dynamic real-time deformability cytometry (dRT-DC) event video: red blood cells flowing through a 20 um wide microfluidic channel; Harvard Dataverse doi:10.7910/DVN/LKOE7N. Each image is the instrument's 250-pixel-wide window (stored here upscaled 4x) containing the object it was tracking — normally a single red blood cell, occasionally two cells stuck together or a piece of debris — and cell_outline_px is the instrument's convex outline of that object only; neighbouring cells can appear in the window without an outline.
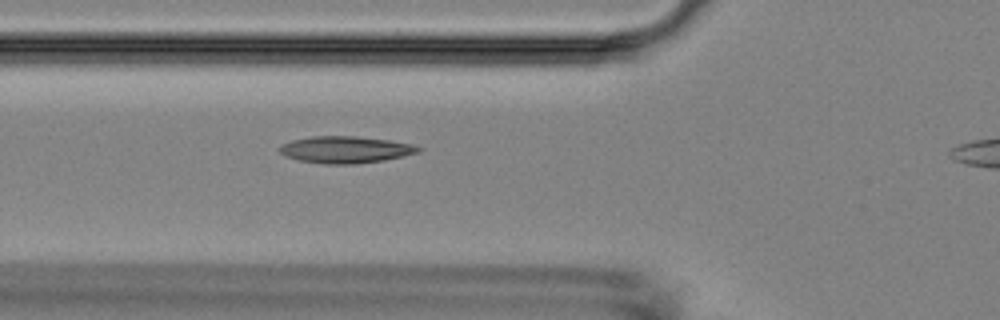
{"species": "Egyptian fruit bat (a non-hibernating species)", "species_latin": "Rousettus aegyptiacus", "temperature_condition": "room temperature", "stored_images_in_passage": 36, "camera_frame_rate_fps": 3000, "um_per_image_px": 0.085, "animal": {"sex": "female"}, "frame": {"image": 1, "passage_image": 6, "time_ms": 1.667, "image_size_px": [1000, 320], "cell_outline_px": [[424, 148], [420, 152], [404, 156], [384, 160], [356, 164], [324, 164], [300, 160], [284, 156], [280, 152], [280, 144], [292, 140], [312, 136], [356, 136], [388, 140], [412, 144]], "centroid_in_image_um": [29.38, 12.72], "position_along_channel_um": 96.4, "area_um2": 21.79}}
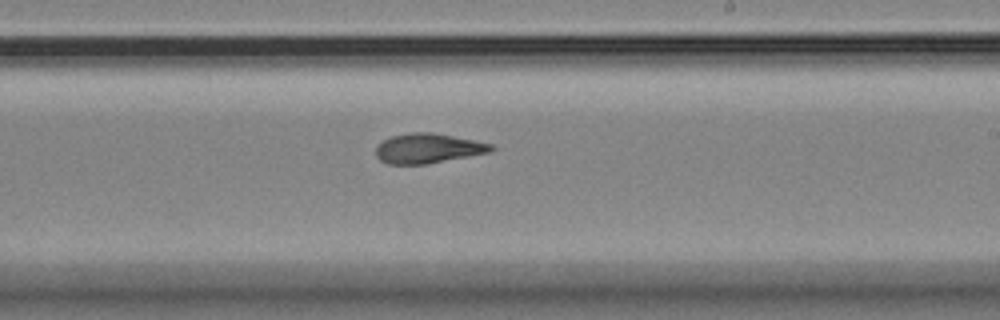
{"frame": {"image": 2, "passage_image": 19, "time_ms": 6.0, "image_size_px": [1000, 320], "cell_outline_px": [[496, 148], [492, 152], [428, 164], [388, 164], [380, 160], [376, 156], [376, 148], [384, 140], [392, 136], [412, 132], [432, 132], [492, 144]], "centroid_in_image_um": [36.4, 12.62], "position_along_channel_um": 252.6, "area_um2": 19.94}}
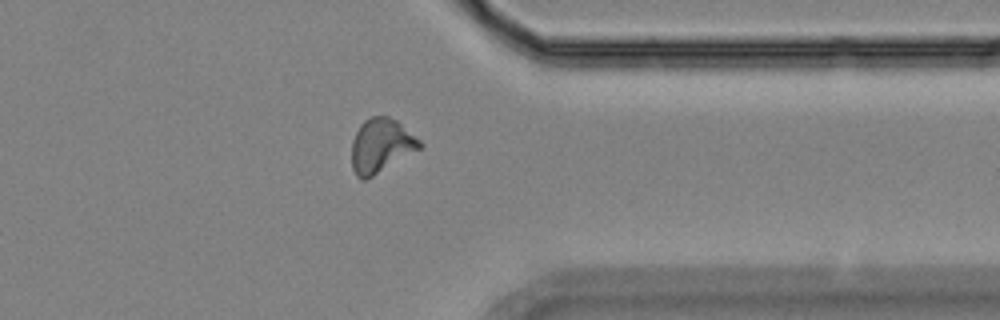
{"frame": {"image": 3, "passage_image": 30, "time_ms": 9.667, "image_size_px": [1000, 320], "cell_outline_px": [[424, 144], [420, 148], [372, 176], [364, 180], [360, 180], [356, 176], [352, 168], [352, 140], [360, 124], [364, 120], [372, 116], [388, 116], [396, 120], [420, 140]], "centroid_in_image_um": [32.36, 12.37], "position_along_channel_um": 379.0, "area_um2": 21.15}, "authors_computed_cell_mechanics": {"area_um2": 20.2011, "velocity_mm_per_s": 3.5937, "shape_relaxation_time_tau1_ms": 8.5114, "shape_relaxation_time_tau2_ms": 1.7844, "deformation_change_tau1": 0.2145, "deformation_change_tau2": 0.0892}}